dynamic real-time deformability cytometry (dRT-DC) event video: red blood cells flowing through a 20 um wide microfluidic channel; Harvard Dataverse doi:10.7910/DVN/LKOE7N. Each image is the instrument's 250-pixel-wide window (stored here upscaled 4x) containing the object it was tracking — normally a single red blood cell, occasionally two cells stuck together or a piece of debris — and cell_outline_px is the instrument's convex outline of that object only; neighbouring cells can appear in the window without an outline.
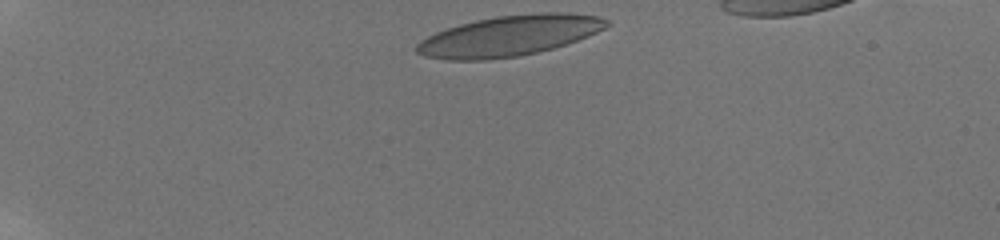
{"species": "human", "species_latin": "Homo sapiens", "temperature_condition": "room temperature", "stored_images_in_passage": 38, "camera_frame_rate_fps": 3000, "um_per_image_px": 0.085, "donor": {"sex": "male"}, "frame": {"image": 1, "passage_image": 1, "time_ms": 0.0, "image_size_px": [1000, 240], "cell_outline_px": [[612, 24], [588, 36], [552, 48], [536, 52], [516, 56], [488, 60], [448, 60], [424, 56], [416, 52], [416, 44], [420, 40], [436, 32], [460, 24], [476, 20], [496, 16], [540, 12], [564, 12], [600, 16], [612, 20]], "centroid_in_image_um": [43.31, 3.03], "position_along_channel_um": 41.7, "area_um2": 44.85}}
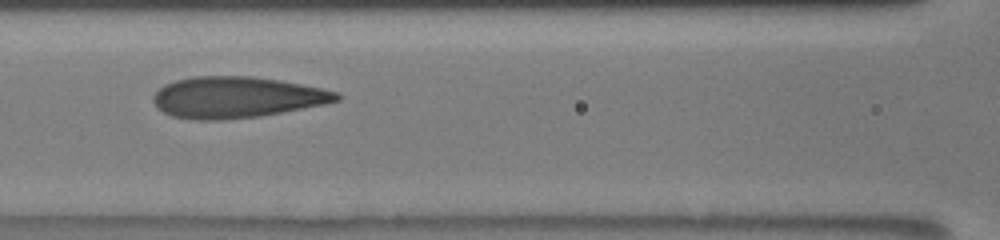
{"frame": {"image": 2, "passage_image": 15, "time_ms": 4.667, "image_size_px": [1000, 240], "cell_outline_px": [[340, 100], [324, 104], [260, 116], [220, 120], [192, 120], [172, 116], [156, 108], [152, 100], [152, 96], [164, 84], [176, 80], [192, 76], [252, 76], [280, 80], [320, 88], [336, 92], [340, 96]], "centroid_in_image_um": [20.05, 8.27], "position_along_channel_um": 146.5, "area_um2": 43.99}}
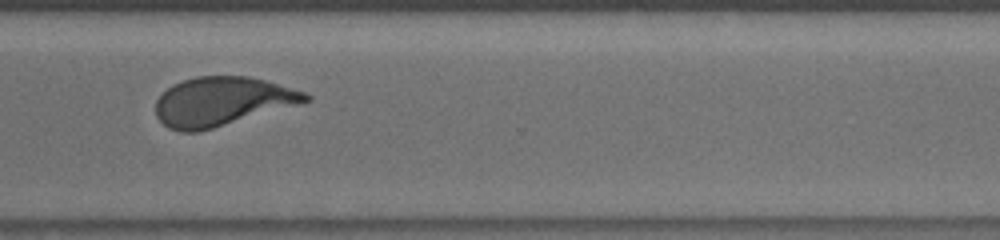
{"frame": {"image": 3, "passage_image": 31, "time_ms": 10.0, "image_size_px": [1000, 240], "cell_outline_px": [[312, 100], [200, 132], [180, 132], [168, 128], [156, 116], [156, 100], [172, 84], [196, 76], [248, 76], [264, 80], [304, 92], [312, 96]], "centroid_in_image_um": [18.84, 8.63], "position_along_channel_um": 351.8, "area_um2": 42.43}, "authors_computed_cell_mechanics": {"area_um2": 43.1477, "velocity_mm_per_s": 3.8551, "shape_relaxation_time_tau1_ms": 6.1737, "shape_relaxation_time_tau2_ms": 0.8061, "deformation_change_tau1": 0.2081, "deformation_change_tau2": 0.0788}}